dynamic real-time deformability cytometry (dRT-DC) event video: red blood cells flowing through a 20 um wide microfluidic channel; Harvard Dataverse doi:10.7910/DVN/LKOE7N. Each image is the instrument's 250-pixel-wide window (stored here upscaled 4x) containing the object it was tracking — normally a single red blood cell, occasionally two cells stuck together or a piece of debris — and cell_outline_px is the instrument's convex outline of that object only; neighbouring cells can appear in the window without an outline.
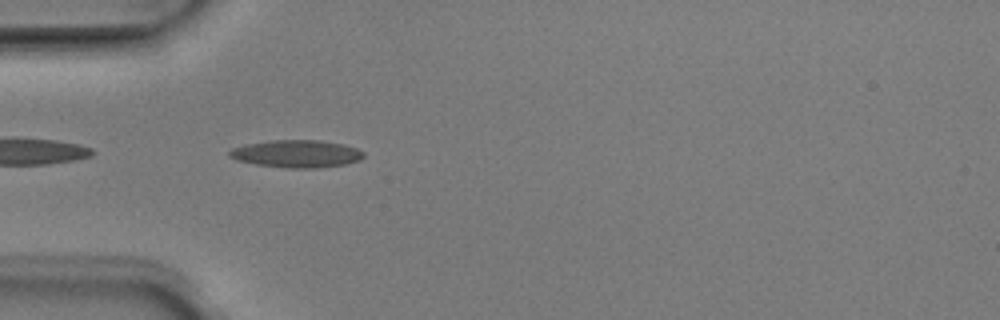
{"species": "Egyptian fruit bat (a non-hibernating species)", "species_latin": "Rousettus aegyptiacus", "temperature_condition": "room temperature", "stored_images_in_passage": 37, "camera_frame_rate_fps": 3000, "um_per_image_px": 0.085, "animal": {"sex": "male"}, "frame": {"image": 1, "passage_image": 2, "time_ms": 0.333, "image_size_px": [1000, 320], "cell_outline_px": [[364, 156], [360, 160], [344, 164], [316, 168], [288, 168], [256, 164], [236, 160], [228, 156], [228, 152], [232, 148], [244, 144], [272, 140], [320, 140], [344, 144], [356, 148], [364, 152]], "centroid_in_image_um": [25.19, 13.06], "position_along_channel_um": 59.8, "area_um2": 21.56}}
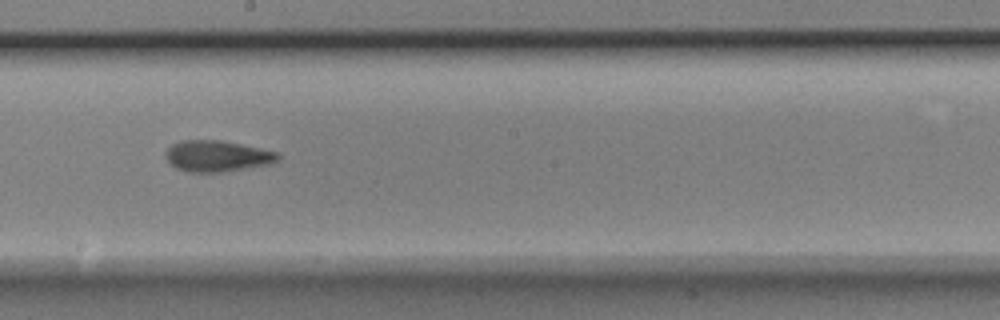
{"frame": {"image": 2, "passage_image": 15, "time_ms": 4.667, "image_size_px": [1000, 320], "cell_outline_px": [[280, 156], [276, 160], [268, 164], [220, 172], [188, 172], [176, 168], [164, 156], [164, 152], [172, 144], [180, 140], [220, 140], [280, 152]], "centroid_in_image_um": [18.42, 13.25], "position_along_channel_um": 229.8, "area_um2": 20.23}}
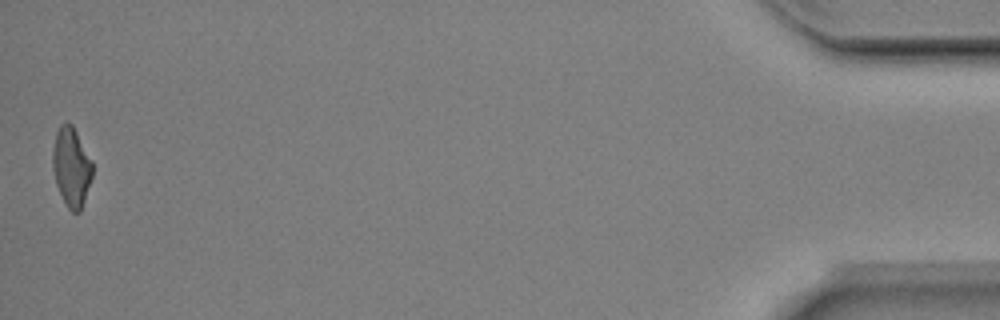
{"frame": {"image": 3, "passage_image": 37, "time_ms": 12.0, "image_size_px": [1000, 320], "cell_outline_px": [[92, 176], [80, 212], [72, 212], [68, 208], [56, 184], [52, 168], [52, 152], [56, 132], [60, 124], [68, 120], [72, 124], [92, 160]], "centroid_in_image_um": [6.05, 14.14], "position_along_channel_um": 429.1, "area_um2": 18.32}, "authors_computed_cell_mechanics": {"area_um2": 19.652, "velocity_mm_per_s": 3.9835, "shape_relaxation_time_tau1_ms": 6.9095, "shape_relaxation_time_tau2_ms": 3.6122, "deformation_change_tau1": 0.1715, "deformation_change_tau2": 0.1225}}